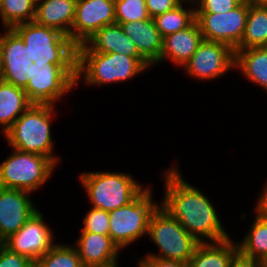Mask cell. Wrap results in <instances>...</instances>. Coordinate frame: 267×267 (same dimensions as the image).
Returning a JSON list of instances; mask_svg holds the SVG:
<instances>
[{
	"instance_id": "cell-1",
	"label": "cell",
	"mask_w": 267,
	"mask_h": 267,
	"mask_svg": "<svg viewBox=\"0 0 267 267\" xmlns=\"http://www.w3.org/2000/svg\"><path fill=\"white\" fill-rule=\"evenodd\" d=\"M177 166L178 164L173 165L162 173L165 191L160 206L177 219L199 243L228 239L230 235L221 225L213 203L200 189L183 179Z\"/></svg>"
},
{
	"instance_id": "cell-2",
	"label": "cell",
	"mask_w": 267,
	"mask_h": 267,
	"mask_svg": "<svg viewBox=\"0 0 267 267\" xmlns=\"http://www.w3.org/2000/svg\"><path fill=\"white\" fill-rule=\"evenodd\" d=\"M58 79V64L47 56L30 55L10 75L0 78V126L5 133Z\"/></svg>"
},
{
	"instance_id": "cell-3",
	"label": "cell",
	"mask_w": 267,
	"mask_h": 267,
	"mask_svg": "<svg viewBox=\"0 0 267 267\" xmlns=\"http://www.w3.org/2000/svg\"><path fill=\"white\" fill-rule=\"evenodd\" d=\"M150 66L143 57L122 53L70 52L58 64V78L71 92L81 77L85 85L103 86L133 79Z\"/></svg>"
},
{
	"instance_id": "cell-4",
	"label": "cell",
	"mask_w": 267,
	"mask_h": 267,
	"mask_svg": "<svg viewBox=\"0 0 267 267\" xmlns=\"http://www.w3.org/2000/svg\"><path fill=\"white\" fill-rule=\"evenodd\" d=\"M77 0H43L36 4L32 25L20 36L30 55L47 56L59 64L69 54V34Z\"/></svg>"
},
{
	"instance_id": "cell-5",
	"label": "cell",
	"mask_w": 267,
	"mask_h": 267,
	"mask_svg": "<svg viewBox=\"0 0 267 267\" xmlns=\"http://www.w3.org/2000/svg\"><path fill=\"white\" fill-rule=\"evenodd\" d=\"M67 93L68 88L58 78L3 134L9 147L44 155L56 165L60 163L61 158L54 155L50 129L56 102Z\"/></svg>"
},
{
	"instance_id": "cell-6",
	"label": "cell",
	"mask_w": 267,
	"mask_h": 267,
	"mask_svg": "<svg viewBox=\"0 0 267 267\" xmlns=\"http://www.w3.org/2000/svg\"><path fill=\"white\" fill-rule=\"evenodd\" d=\"M80 182L90 204L105 211L115 210L134 201L146 188L130 174L118 172H84Z\"/></svg>"
},
{
	"instance_id": "cell-7",
	"label": "cell",
	"mask_w": 267,
	"mask_h": 267,
	"mask_svg": "<svg viewBox=\"0 0 267 267\" xmlns=\"http://www.w3.org/2000/svg\"><path fill=\"white\" fill-rule=\"evenodd\" d=\"M149 238L158 246V254L145 257H157L188 263L199 242L190 235L177 219L172 217L160 205L151 214L148 224Z\"/></svg>"
},
{
	"instance_id": "cell-8",
	"label": "cell",
	"mask_w": 267,
	"mask_h": 267,
	"mask_svg": "<svg viewBox=\"0 0 267 267\" xmlns=\"http://www.w3.org/2000/svg\"><path fill=\"white\" fill-rule=\"evenodd\" d=\"M12 150L0 163V187L33 193L46 184L56 164L44 155Z\"/></svg>"
},
{
	"instance_id": "cell-9",
	"label": "cell",
	"mask_w": 267,
	"mask_h": 267,
	"mask_svg": "<svg viewBox=\"0 0 267 267\" xmlns=\"http://www.w3.org/2000/svg\"><path fill=\"white\" fill-rule=\"evenodd\" d=\"M151 192L146 186L134 201L109 211V236L121 250L148 234L151 214L160 205L152 200Z\"/></svg>"
},
{
	"instance_id": "cell-10",
	"label": "cell",
	"mask_w": 267,
	"mask_h": 267,
	"mask_svg": "<svg viewBox=\"0 0 267 267\" xmlns=\"http://www.w3.org/2000/svg\"><path fill=\"white\" fill-rule=\"evenodd\" d=\"M248 11L249 2L243 0L226 13H196V22L204 40L221 42L236 50L244 35Z\"/></svg>"
},
{
	"instance_id": "cell-11",
	"label": "cell",
	"mask_w": 267,
	"mask_h": 267,
	"mask_svg": "<svg viewBox=\"0 0 267 267\" xmlns=\"http://www.w3.org/2000/svg\"><path fill=\"white\" fill-rule=\"evenodd\" d=\"M186 74L199 80H213L235 69V50L227 44L203 40L183 65Z\"/></svg>"
},
{
	"instance_id": "cell-12",
	"label": "cell",
	"mask_w": 267,
	"mask_h": 267,
	"mask_svg": "<svg viewBox=\"0 0 267 267\" xmlns=\"http://www.w3.org/2000/svg\"><path fill=\"white\" fill-rule=\"evenodd\" d=\"M114 23L115 0H77L75 18L69 34V53L102 27Z\"/></svg>"
},
{
	"instance_id": "cell-13",
	"label": "cell",
	"mask_w": 267,
	"mask_h": 267,
	"mask_svg": "<svg viewBox=\"0 0 267 267\" xmlns=\"http://www.w3.org/2000/svg\"><path fill=\"white\" fill-rule=\"evenodd\" d=\"M52 233V229L44 222L43 214L38 210L2 244L10 251L25 256L35 263L55 245Z\"/></svg>"
},
{
	"instance_id": "cell-14",
	"label": "cell",
	"mask_w": 267,
	"mask_h": 267,
	"mask_svg": "<svg viewBox=\"0 0 267 267\" xmlns=\"http://www.w3.org/2000/svg\"><path fill=\"white\" fill-rule=\"evenodd\" d=\"M31 192L0 187V241L16 233L38 211Z\"/></svg>"
},
{
	"instance_id": "cell-15",
	"label": "cell",
	"mask_w": 267,
	"mask_h": 267,
	"mask_svg": "<svg viewBox=\"0 0 267 267\" xmlns=\"http://www.w3.org/2000/svg\"><path fill=\"white\" fill-rule=\"evenodd\" d=\"M72 52L122 53L129 57H142L118 23L102 27Z\"/></svg>"
},
{
	"instance_id": "cell-16",
	"label": "cell",
	"mask_w": 267,
	"mask_h": 267,
	"mask_svg": "<svg viewBox=\"0 0 267 267\" xmlns=\"http://www.w3.org/2000/svg\"><path fill=\"white\" fill-rule=\"evenodd\" d=\"M81 233L75 248L83 267L107 266L118 261L121 249L109 235Z\"/></svg>"
},
{
	"instance_id": "cell-17",
	"label": "cell",
	"mask_w": 267,
	"mask_h": 267,
	"mask_svg": "<svg viewBox=\"0 0 267 267\" xmlns=\"http://www.w3.org/2000/svg\"><path fill=\"white\" fill-rule=\"evenodd\" d=\"M124 33L135 43L139 54L151 65L160 62L163 38L157 30L154 19L118 23Z\"/></svg>"
},
{
	"instance_id": "cell-18",
	"label": "cell",
	"mask_w": 267,
	"mask_h": 267,
	"mask_svg": "<svg viewBox=\"0 0 267 267\" xmlns=\"http://www.w3.org/2000/svg\"><path fill=\"white\" fill-rule=\"evenodd\" d=\"M199 25L195 21L191 26L163 38V50L160 62L168 60L175 66L183 67L203 41Z\"/></svg>"
},
{
	"instance_id": "cell-19",
	"label": "cell",
	"mask_w": 267,
	"mask_h": 267,
	"mask_svg": "<svg viewBox=\"0 0 267 267\" xmlns=\"http://www.w3.org/2000/svg\"><path fill=\"white\" fill-rule=\"evenodd\" d=\"M238 250V244L230 237L218 242L199 243L187 264L188 267H229Z\"/></svg>"
},
{
	"instance_id": "cell-20",
	"label": "cell",
	"mask_w": 267,
	"mask_h": 267,
	"mask_svg": "<svg viewBox=\"0 0 267 267\" xmlns=\"http://www.w3.org/2000/svg\"><path fill=\"white\" fill-rule=\"evenodd\" d=\"M235 68L248 81L258 84L267 92V47H251L235 50Z\"/></svg>"
},
{
	"instance_id": "cell-21",
	"label": "cell",
	"mask_w": 267,
	"mask_h": 267,
	"mask_svg": "<svg viewBox=\"0 0 267 267\" xmlns=\"http://www.w3.org/2000/svg\"><path fill=\"white\" fill-rule=\"evenodd\" d=\"M35 10L33 0H0L1 25L21 36L32 25Z\"/></svg>"
},
{
	"instance_id": "cell-22",
	"label": "cell",
	"mask_w": 267,
	"mask_h": 267,
	"mask_svg": "<svg viewBox=\"0 0 267 267\" xmlns=\"http://www.w3.org/2000/svg\"><path fill=\"white\" fill-rule=\"evenodd\" d=\"M4 32L0 35V78L10 75L30 56L16 32Z\"/></svg>"
},
{
	"instance_id": "cell-23",
	"label": "cell",
	"mask_w": 267,
	"mask_h": 267,
	"mask_svg": "<svg viewBox=\"0 0 267 267\" xmlns=\"http://www.w3.org/2000/svg\"><path fill=\"white\" fill-rule=\"evenodd\" d=\"M267 45V7L249 3V11L242 41L236 50Z\"/></svg>"
},
{
	"instance_id": "cell-24",
	"label": "cell",
	"mask_w": 267,
	"mask_h": 267,
	"mask_svg": "<svg viewBox=\"0 0 267 267\" xmlns=\"http://www.w3.org/2000/svg\"><path fill=\"white\" fill-rule=\"evenodd\" d=\"M191 2L193 4L189 9H185L183 5ZM193 0H184L180 5L164 14L154 17V22L157 30L162 38L188 28L196 21V11ZM193 7V8H191Z\"/></svg>"
},
{
	"instance_id": "cell-25",
	"label": "cell",
	"mask_w": 267,
	"mask_h": 267,
	"mask_svg": "<svg viewBox=\"0 0 267 267\" xmlns=\"http://www.w3.org/2000/svg\"><path fill=\"white\" fill-rule=\"evenodd\" d=\"M256 217V218H255ZM249 232L241 242H237L239 250L246 256L267 261V219L255 215Z\"/></svg>"
},
{
	"instance_id": "cell-26",
	"label": "cell",
	"mask_w": 267,
	"mask_h": 267,
	"mask_svg": "<svg viewBox=\"0 0 267 267\" xmlns=\"http://www.w3.org/2000/svg\"><path fill=\"white\" fill-rule=\"evenodd\" d=\"M35 267H83L76 248L58 243L35 262Z\"/></svg>"
},
{
	"instance_id": "cell-27",
	"label": "cell",
	"mask_w": 267,
	"mask_h": 267,
	"mask_svg": "<svg viewBox=\"0 0 267 267\" xmlns=\"http://www.w3.org/2000/svg\"><path fill=\"white\" fill-rule=\"evenodd\" d=\"M151 18L145 0H115L116 23H127Z\"/></svg>"
},
{
	"instance_id": "cell-28",
	"label": "cell",
	"mask_w": 267,
	"mask_h": 267,
	"mask_svg": "<svg viewBox=\"0 0 267 267\" xmlns=\"http://www.w3.org/2000/svg\"><path fill=\"white\" fill-rule=\"evenodd\" d=\"M82 232L109 235V211L91 207L84 217Z\"/></svg>"
},
{
	"instance_id": "cell-29",
	"label": "cell",
	"mask_w": 267,
	"mask_h": 267,
	"mask_svg": "<svg viewBox=\"0 0 267 267\" xmlns=\"http://www.w3.org/2000/svg\"><path fill=\"white\" fill-rule=\"evenodd\" d=\"M196 13H226L243 0H193Z\"/></svg>"
},
{
	"instance_id": "cell-30",
	"label": "cell",
	"mask_w": 267,
	"mask_h": 267,
	"mask_svg": "<svg viewBox=\"0 0 267 267\" xmlns=\"http://www.w3.org/2000/svg\"><path fill=\"white\" fill-rule=\"evenodd\" d=\"M0 267H35V263L25 256L10 251L1 244Z\"/></svg>"
},
{
	"instance_id": "cell-31",
	"label": "cell",
	"mask_w": 267,
	"mask_h": 267,
	"mask_svg": "<svg viewBox=\"0 0 267 267\" xmlns=\"http://www.w3.org/2000/svg\"><path fill=\"white\" fill-rule=\"evenodd\" d=\"M184 0H145L148 14L151 18L174 9Z\"/></svg>"
},
{
	"instance_id": "cell-32",
	"label": "cell",
	"mask_w": 267,
	"mask_h": 267,
	"mask_svg": "<svg viewBox=\"0 0 267 267\" xmlns=\"http://www.w3.org/2000/svg\"><path fill=\"white\" fill-rule=\"evenodd\" d=\"M137 263L139 267H188L187 263L157 257H142Z\"/></svg>"
},
{
	"instance_id": "cell-33",
	"label": "cell",
	"mask_w": 267,
	"mask_h": 267,
	"mask_svg": "<svg viewBox=\"0 0 267 267\" xmlns=\"http://www.w3.org/2000/svg\"><path fill=\"white\" fill-rule=\"evenodd\" d=\"M229 267H264V264L238 250L232 257Z\"/></svg>"
},
{
	"instance_id": "cell-34",
	"label": "cell",
	"mask_w": 267,
	"mask_h": 267,
	"mask_svg": "<svg viewBox=\"0 0 267 267\" xmlns=\"http://www.w3.org/2000/svg\"><path fill=\"white\" fill-rule=\"evenodd\" d=\"M255 213L260 217L267 219V183L263 188V193L260 194L255 208Z\"/></svg>"
},
{
	"instance_id": "cell-35",
	"label": "cell",
	"mask_w": 267,
	"mask_h": 267,
	"mask_svg": "<svg viewBox=\"0 0 267 267\" xmlns=\"http://www.w3.org/2000/svg\"><path fill=\"white\" fill-rule=\"evenodd\" d=\"M246 1L255 6H266L267 7V0H246Z\"/></svg>"
},
{
	"instance_id": "cell-36",
	"label": "cell",
	"mask_w": 267,
	"mask_h": 267,
	"mask_svg": "<svg viewBox=\"0 0 267 267\" xmlns=\"http://www.w3.org/2000/svg\"><path fill=\"white\" fill-rule=\"evenodd\" d=\"M98 267H118V264H117V262H115V263L107 265V266H98Z\"/></svg>"
},
{
	"instance_id": "cell-37",
	"label": "cell",
	"mask_w": 267,
	"mask_h": 267,
	"mask_svg": "<svg viewBox=\"0 0 267 267\" xmlns=\"http://www.w3.org/2000/svg\"><path fill=\"white\" fill-rule=\"evenodd\" d=\"M36 4L40 1H43V0H33Z\"/></svg>"
}]
</instances>
